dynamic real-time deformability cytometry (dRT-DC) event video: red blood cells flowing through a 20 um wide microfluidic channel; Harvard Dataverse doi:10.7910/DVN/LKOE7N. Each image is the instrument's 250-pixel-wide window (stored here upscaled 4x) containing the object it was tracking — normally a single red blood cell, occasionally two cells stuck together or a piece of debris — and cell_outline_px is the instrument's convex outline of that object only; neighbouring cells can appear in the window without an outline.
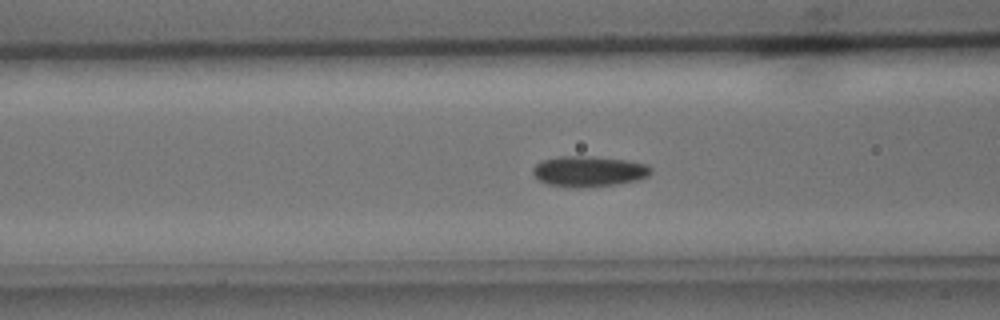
{"species": "common noctule bat (a hibernating species)", "species_latin": "Nyctalus noctula", "temperature_condition": "cold", "stored_images_in_passage": 51, "camera_frame_rate_fps": 3000, "um_per_image_px": 0.085, "animal": {"sex": "male", "body_mass_g": 15.6}, "frame": {"image": 1, "passage_image": 20, "time_ms": 6.333, "image_size_px": [1000, 320], "cell_outline_px": [[652, 172], [648, 176], [636, 180], [616, 184], [580, 188], [568, 188], [548, 184], [540, 180], [532, 172], [532, 168], [540, 160], [560, 156], [592, 156], [624, 160], [648, 164], [652, 168]], "centroid_in_image_um": [50.03, 14.56], "position_along_channel_um": 116.6, "area_um2": 21.21}}
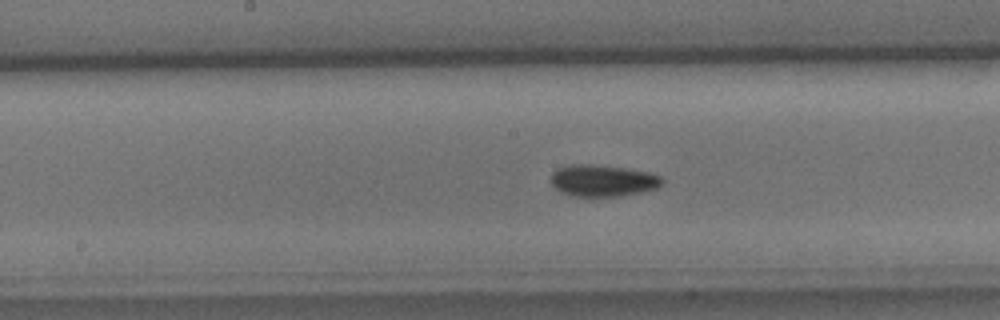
{"frame": {"image": 2, "passage_image": 26, "time_ms": 8.333, "image_size_px": [1000, 320], "cell_outline_px": [[664, 180], [656, 188], [640, 192], [620, 196], [572, 196], [560, 192], [552, 184], [552, 172], [556, 168], [568, 164], [592, 164], [624, 168], [648, 172], [660, 176]], "centroid_in_image_um": [51.19, 15.34], "position_along_channel_um": 197.0, "area_um2": 20.46}}
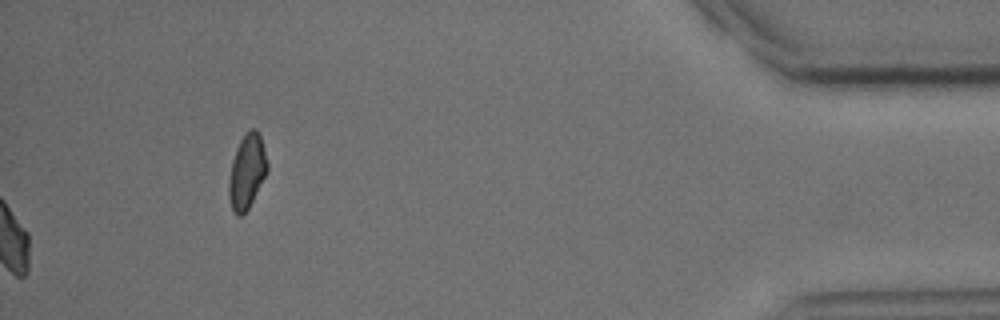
{"frame": {"image": 3, "passage_image": 51, "time_ms": 16.667, "image_size_px": [1000, 320], "cell_outline_px": [[268, 172], [248, 208], [240, 216], [236, 216], [232, 212], [228, 196], [228, 180], [232, 160], [236, 148], [244, 132], [248, 128], [256, 128], [260, 136], [264, 148], [268, 164]], "centroid_in_image_um": [20.97, 14.56], "position_along_channel_um": 414.2, "area_um2": 16.99}, "authors_computed_cell_mechanics": {"area_um2": 19.363, "velocity_mm_per_s": 4.0094, "shape_relaxation_time_tau1_ms": 2.1024, "shape_relaxation_time_tau2_ms": 6.8169, "deformation_change_tau1": 0.0646, "deformation_change_tau2": 0.0917}}